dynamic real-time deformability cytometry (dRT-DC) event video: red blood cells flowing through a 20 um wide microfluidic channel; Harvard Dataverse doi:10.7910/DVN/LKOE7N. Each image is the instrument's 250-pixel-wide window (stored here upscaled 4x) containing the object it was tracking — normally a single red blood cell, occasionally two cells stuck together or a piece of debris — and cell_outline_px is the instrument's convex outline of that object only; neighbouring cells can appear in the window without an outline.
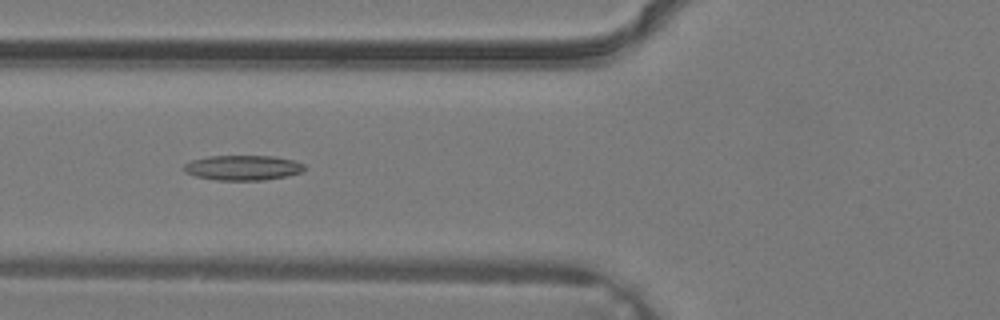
{"species": "common noctule bat (a hibernating species)", "species_latin": "Nyctalus noctula", "temperature_condition": "warm", "stored_images_in_passage": 36, "camera_frame_rate_fps": 3000, "um_per_image_px": 0.085, "animal": {"sex": "male", "body_mass_g": 19.2, "forearm_length_mm": 51.8}, "frame": {"image": 1, "passage_image": 12, "time_ms": 3.667, "image_size_px": [1000, 320], "cell_outline_px": [[304, 168], [300, 172], [284, 176], [264, 180], [216, 180], [196, 176], [184, 172], [184, 164], [192, 160], [208, 156], [272, 156], [292, 160], [304, 164]], "centroid_in_image_um": [20.59, 14.25], "position_along_channel_um": 105.2, "area_um2": 17.34}}
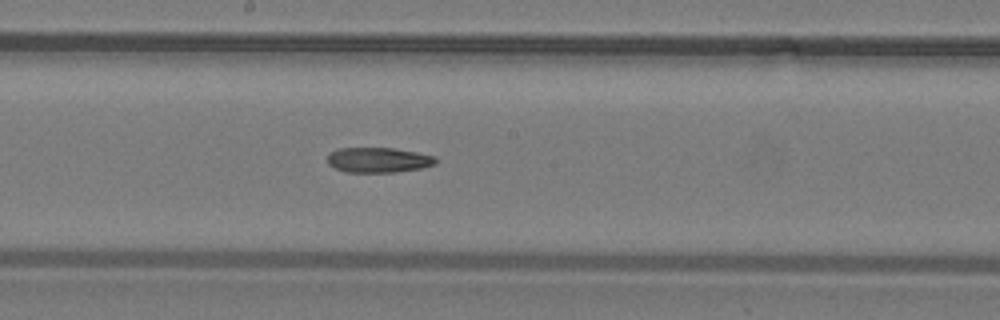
{"frame": {"image": 2, "passage_image": 18, "time_ms": 5.667, "image_size_px": [1000, 320], "cell_outline_px": [[436, 164], [420, 168], [396, 172], [344, 172], [328, 164], [328, 152], [340, 148], [392, 148], [416, 152], [436, 156]], "centroid_in_image_um": [32.15, 13.6], "position_along_channel_um": 216.1, "area_um2": 15.84}}
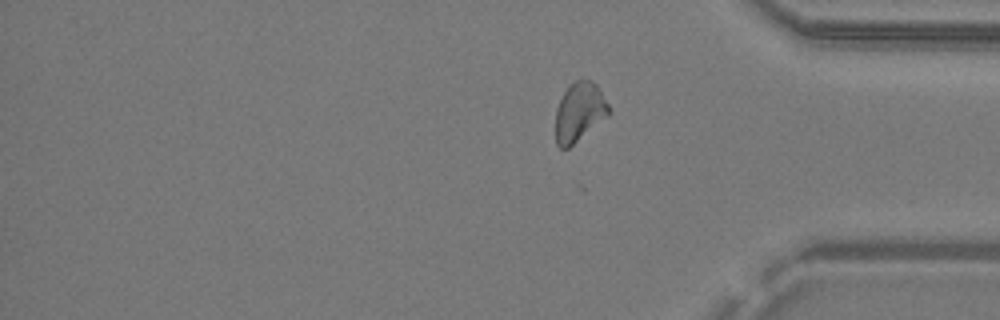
{"frame": {"image": 3, "passage_image": 36, "time_ms": 11.667, "image_size_px": [1000, 320], "cell_outline_px": [[608, 116], [568, 148], [560, 148], [556, 144], [556, 108], [564, 92], [576, 80], [592, 80], [600, 88], [608, 104]], "centroid_in_image_um": [49.24, 9.52], "position_along_channel_um": 386.0, "area_um2": 18.03}}